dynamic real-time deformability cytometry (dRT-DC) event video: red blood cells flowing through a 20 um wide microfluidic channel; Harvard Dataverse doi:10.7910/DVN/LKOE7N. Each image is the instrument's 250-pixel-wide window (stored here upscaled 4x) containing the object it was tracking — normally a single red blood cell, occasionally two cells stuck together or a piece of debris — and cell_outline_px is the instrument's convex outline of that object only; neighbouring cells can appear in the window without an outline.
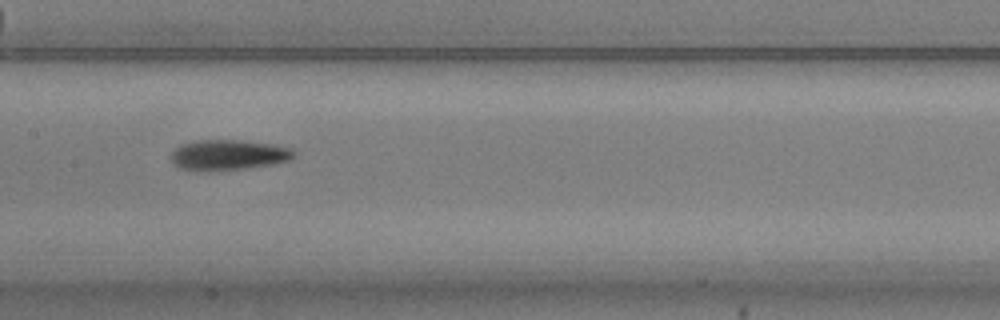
{"species": "common noctule bat (a hibernating species)", "species_latin": "Nyctalus noctula", "temperature_condition": "warm", "stored_images_in_passage": 6, "camera_frame_rate_fps": 3000, "um_per_image_px": 0.085, "animal": {"sex": "male", "body_mass_g": 20.5, "forearm_length_mm": 52.5}, "frame": {"image": 1, "passage_image": 4, "time_ms": 1.0, "image_size_px": [1000, 320], "cell_outline_px": [[296, 156], [288, 160], [272, 164], [244, 168], [208, 172], [180, 168], [172, 164], [168, 156], [180, 144], [200, 140], [240, 140], [272, 144], [288, 148], [296, 152]], "centroid_in_image_um": [19.34, 13.18], "position_along_channel_um": 188.1, "area_um2": 21.91}}
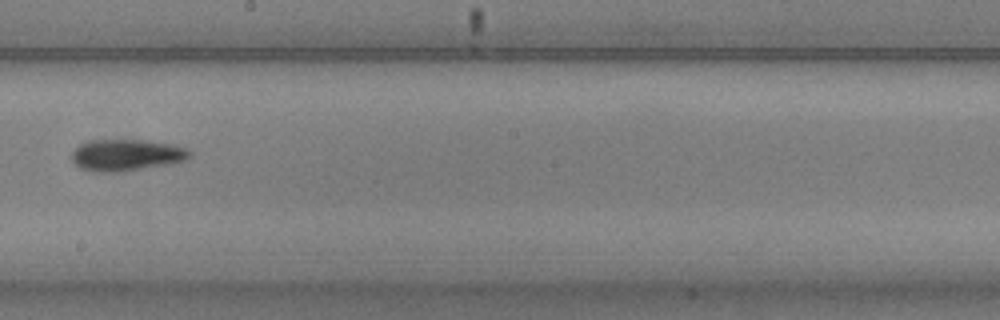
{"frame": {"image": 2, "passage_image": 5, "time_ms": 1.333, "image_size_px": [1000, 320], "cell_outline_px": [[192, 156], [184, 160], [172, 164], [124, 172], [88, 172], [72, 164], [72, 152], [80, 144], [92, 140], [144, 140], [172, 144], [188, 148], [192, 152]], "centroid_in_image_um": [10.75, 13.2], "position_along_channel_um": 237.4, "area_um2": 22.2}}
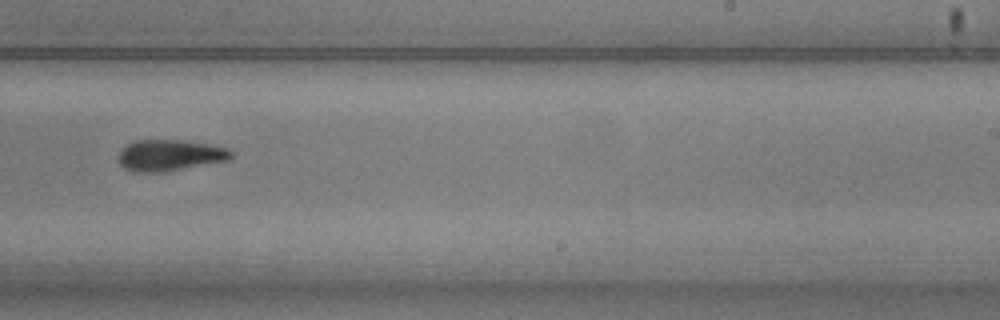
{"frame": {"image": 3, "passage_image": 6, "time_ms": 1.667, "image_size_px": [1000, 320], "cell_outline_px": [[232, 156], [228, 160], [160, 172], [132, 172], [124, 168], [120, 164], [120, 152], [128, 144], [136, 140], [180, 140], [208, 144], [228, 148], [232, 152]], "centroid_in_image_um": [14.43, 13.19], "position_along_channel_um": 274.6, "area_um2": 20.11}}